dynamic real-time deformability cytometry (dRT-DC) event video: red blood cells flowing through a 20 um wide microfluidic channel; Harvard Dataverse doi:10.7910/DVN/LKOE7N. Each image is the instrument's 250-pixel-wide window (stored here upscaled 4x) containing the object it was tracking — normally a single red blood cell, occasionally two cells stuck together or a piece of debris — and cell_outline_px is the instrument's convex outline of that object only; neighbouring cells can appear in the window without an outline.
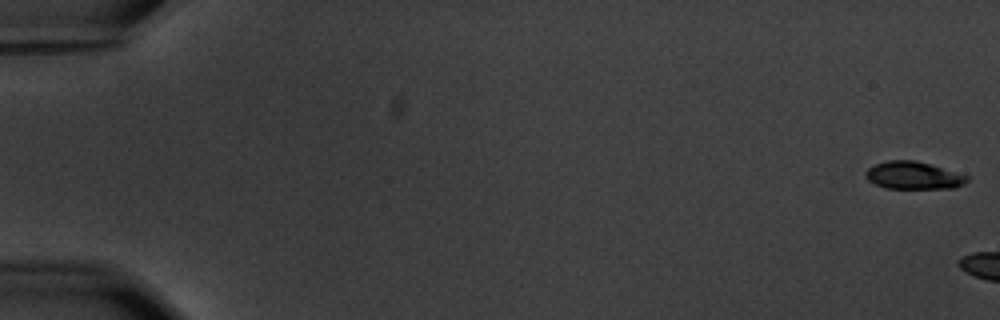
{"species": "common noctule bat (a hibernating species)", "species_latin": "Nyctalus noctula", "temperature_condition": "warm", "stored_images_in_passage": 3, "camera_frame_rate_fps": 3000, "um_per_image_px": 0.085, "animal": {"sex": "male", "body_mass_g": 20.1, "forearm_length_mm": 53.5}, "frame": {"image": 1, "passage_image": 1, "time_ms": 0.0, "image_size_px": [1000, 320], "cell_outline_px": [[968, 180], [964, 184], [952, 188], [888, 188], [876, 184], [868, 180], [864, 176], [864, 172], [868, 168], [876, 164], [888, 160], [916, 160], [968, 176]], "centroid_in_image_um": [77.6, 14.91], "position_along_channel_um": 7.4, "area_um2": 16.07}}